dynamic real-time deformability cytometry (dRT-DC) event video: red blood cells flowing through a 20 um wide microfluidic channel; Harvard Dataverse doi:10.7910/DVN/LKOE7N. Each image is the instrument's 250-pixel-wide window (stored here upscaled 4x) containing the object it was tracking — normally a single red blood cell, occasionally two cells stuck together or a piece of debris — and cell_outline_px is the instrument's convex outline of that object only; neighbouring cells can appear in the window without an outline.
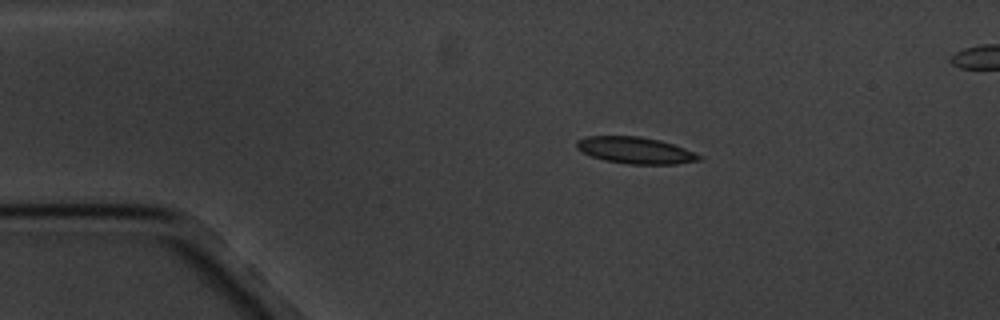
{"species": "common noctule bat (a hibernating species)", "species_latin": "Nyctalus noctula", "temperature_condition": "cold", "stored_images_in_passage": 5, "camera_frame_rate_fps": 3000, "um_per_image_px": 0.085, "animal": {"sex": "male", "body_mass_g": 20.1, "forearm_length_mm": 53.5}, "frame": {"image": 1, "passage_image": 2, "time_ms": 1.333, "image_size_px": [1000, 320], "cell_outline_px": [[704, 156], [700, 160], [676, 164], [628, 164], [604, 160], [592, 156], [576, 148], [576, 140], [584, 136], [640, 136], [660, 140], [684, 148]], "centroid_in_image_um": [54.0, 12.77], "position_along_channel_um": 31.0, "area_um2": 19.02}}
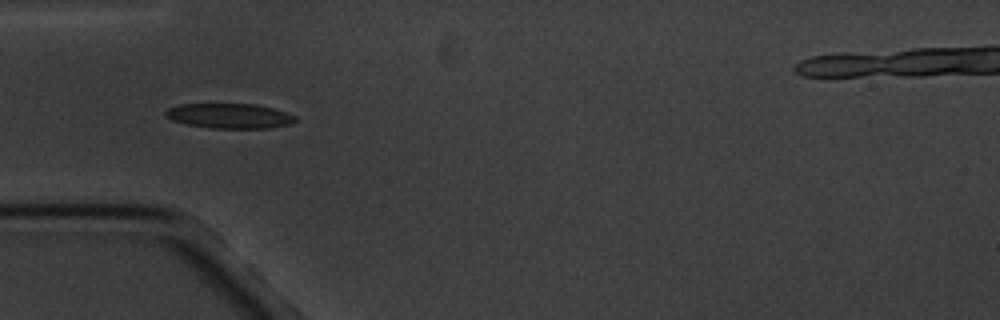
{"frame": {"image": 2, "passage_image": 4, "time_ms": 3.667, "image_size_px": [1000, 320], "cell_outline_px": [[296, 120], [288, 124], [268, 128], [212, 128], [188, 124], [172, 120], [164, 112], [168, 108], [180, 104], [256, 104], [272, 108], [296, 116]], "centroid_in_image_um": [19.5, 9.84], "position_along_channel_um": 65.5, "area_um2": 18.55}}
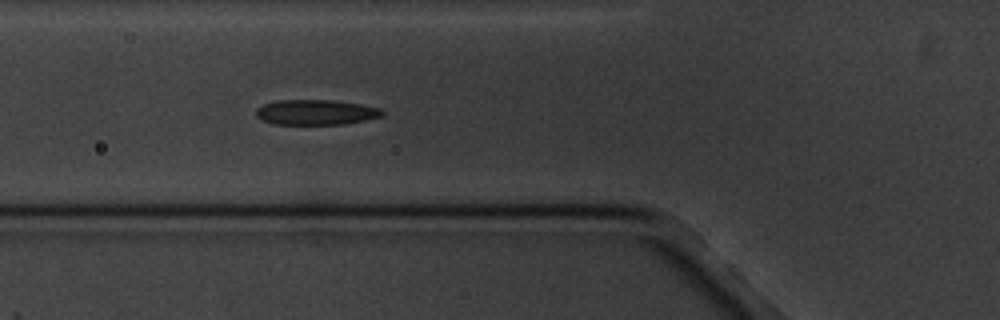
{"frame": {"image": 3, "passage_image": 5, "time_ms": 4.667, "image_size_px": [1000, 320], "cell_outline_px": [[384, 116], [344, 124], [276, 124], [264, 120], [256, 116], [256, 108], [264, 104], [276, 100], [332, 100], [360, 104], [380, 108], [384, 112]], "centroid_in_image_um": [26.86, 9.53], "position_along_channel_um": 98.9, "area_um2": 18.44}}